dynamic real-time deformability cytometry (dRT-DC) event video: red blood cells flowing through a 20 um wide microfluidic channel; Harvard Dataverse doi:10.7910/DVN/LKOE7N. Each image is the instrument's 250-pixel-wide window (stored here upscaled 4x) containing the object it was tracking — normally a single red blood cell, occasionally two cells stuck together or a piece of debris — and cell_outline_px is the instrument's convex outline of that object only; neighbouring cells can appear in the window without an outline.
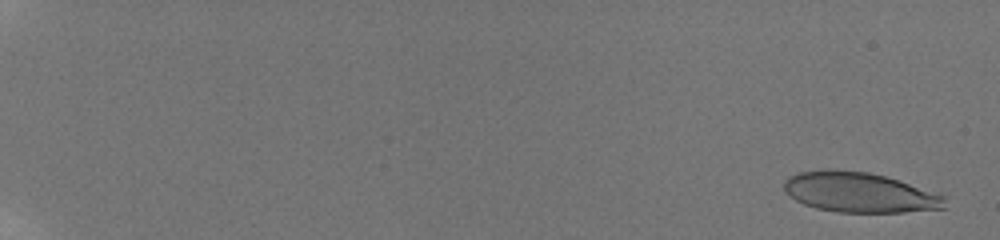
{"species": "human", "species_latin": "Homo sapiens", "temperature_condition": "room temperature", "stored_images_in_passage": 8, "camera_frame_rate_fps": 3000, "um_per_image_px": 0.085, "donor": {"sex": "male"}, "frame": {"image": 1, "passage_image": 4, "time_ms": 0.667, "image_size_px": [1000, 240], "cell_outline_px": [[944, 208], [904, 212], [836, 212], [816, 208], [804, 204], [796, 200], [784, 192], [784, 180], [788, 176], [800, 172], [828, 168], [868, 172], [884, 176], [944, 196]], "centroid_in_image_um": [72.95, 16.35], "position_along_channel_um": 12.0, "area_um2": 37.22}}